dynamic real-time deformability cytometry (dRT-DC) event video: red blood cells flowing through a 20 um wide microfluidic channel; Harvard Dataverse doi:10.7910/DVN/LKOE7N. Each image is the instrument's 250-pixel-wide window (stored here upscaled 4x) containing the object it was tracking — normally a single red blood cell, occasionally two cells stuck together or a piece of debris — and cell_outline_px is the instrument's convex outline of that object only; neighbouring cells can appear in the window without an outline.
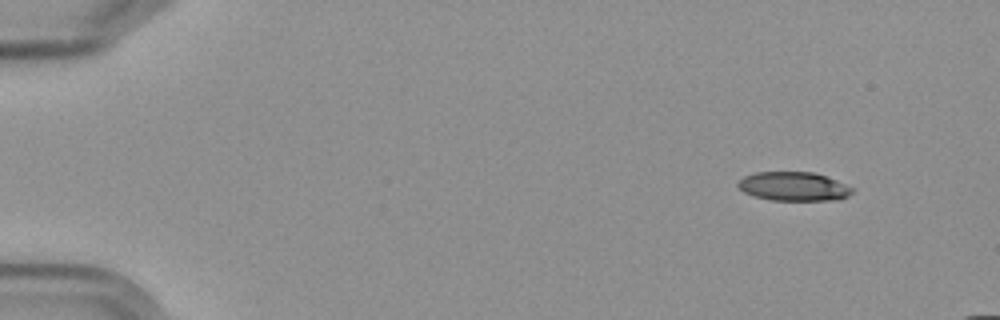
{"species": "Egyptian fruit bat (a non-hibernating species)", "species_latin": "Rousettus aegyptiacus", "temperature_condition": "cold", "stored_images_in_passage": 5, "camera_frame_rate_fps": 3000, "um_per_image_px": 0.085, "frame": {"image": 1, "passage_image": 1, "time_ms": 0.0, "image_size_px": [1000, 320], "cell_outline_px": [[852, 192], [848, 196], [836, 200], [772, 200], [756, 196], [744, 192], [736, 184], [744, 176], [756, 172], [812, 172], [836, 180], [852, 188]], "centroid_in_image_um": [67.44, 15.84], "position_along_channel_um": 17.6, "area_um2": 18.96}}